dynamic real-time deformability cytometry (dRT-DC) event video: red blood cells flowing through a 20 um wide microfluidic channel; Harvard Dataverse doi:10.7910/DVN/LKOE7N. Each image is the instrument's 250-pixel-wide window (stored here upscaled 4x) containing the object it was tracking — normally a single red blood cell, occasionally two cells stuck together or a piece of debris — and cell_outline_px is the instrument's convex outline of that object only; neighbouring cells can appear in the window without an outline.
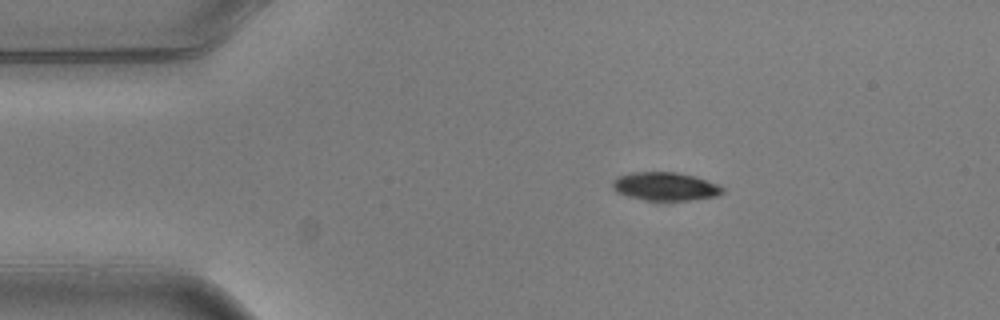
{"species": "common noctule bat (a hibernating species)", "species_latin": "Nyctalus noctula", "temperature_condition": "warm", "stored_images_in_passage": 4, "camera_frame_rate_fps": 3000, "um_per_image_px": 0.085, "animal": {"sex": "male", "body_mass_g": 20.5, "forearm_length_mm": 52.5}, "frame": {"image": 1, "passage_image": 1, "time_ms": 0.0, "image_size_px": [1000, 320], "cell_outline_px": [[724, 192], [716, 196], [688, 200], [644, 200], [628, 196], [616, 192], [612, 188], [612, 180], [616, 176], [628, 172], [680, 172], [696, 176], [720, 184], [724, 188]], "centroid_in_image_um": [56.53, 15.82], "position_along_channel_um": 28.5, "area_um2": 18.5}}
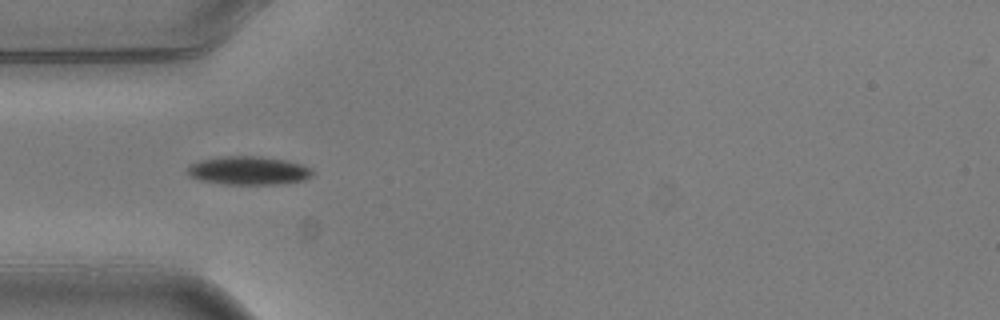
{"frame": {"image": 2, "passage_image": 3, "time_ms": 0.667, "image_size_px": [1000, 320], "cell_outline_px": [[316, 172], [312, 176], [304, 180], [280, 184], [224, 184], [200, 180], [188, 176], [188, 164], [200, 160], [220, 156], [260, 156], [284, 160], [300, 164], [312, 168]], "centroid_in_image_um": [21.13, 14.49], "position_along_channel_um": 63.9, "area_um2": 20.92}}
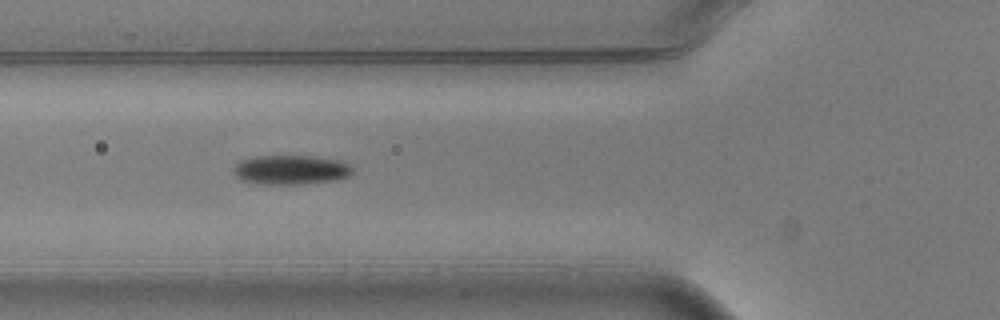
{"frame": {"image": 3, "passage_image": 4, "time_ms": 1.0, "image_size_px": [1000, 320], "cell_outline_px": [[356, 168], [348, 176], [336, 180], [296, 184], [264, 184], [244, 180], [236, 176], [232, 172], [232, 168], [240, 160], [252, 156], [312, 156], [340, 160]], "centroid_in_image_um": [24.72, 14.42], "position_along_channel_um": 101.1, "area_um2": 20.4}}